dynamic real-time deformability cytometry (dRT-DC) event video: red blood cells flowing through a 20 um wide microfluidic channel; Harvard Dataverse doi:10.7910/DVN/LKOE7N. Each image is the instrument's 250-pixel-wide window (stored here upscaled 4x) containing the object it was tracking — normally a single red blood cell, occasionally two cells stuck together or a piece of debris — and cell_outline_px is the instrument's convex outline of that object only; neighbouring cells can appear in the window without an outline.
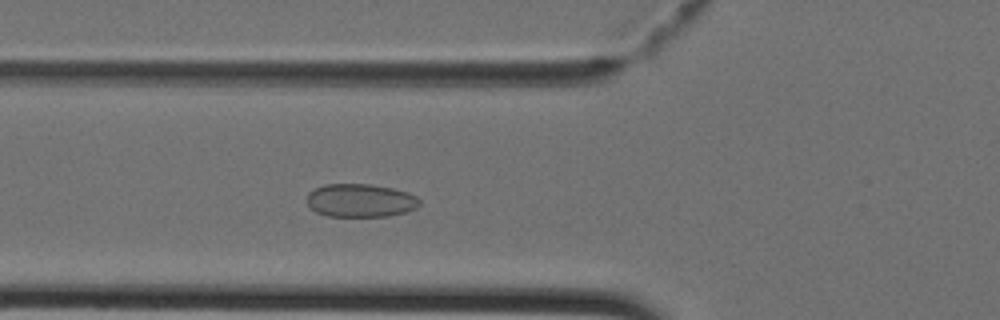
{"species": "Egyptian fruit bat (a non-hibernating species)", "species_latin": "Rousettus aegyptiacus", "temperature_condition": "cold", "stored_images_in_passage": 41, "camera_frame_rate_fps": 3000, "um_per_image_px": 0.085, "animal": {"sex": "female"}, "frame": {"image": 1, "passage_image": 14, "time_ms": 4.333, "image_size_px": [1000, 320], "cell_outline_px": [[420, 204], [416, 208], [404, 212], [388, 216], [328, 216], [316, 212], [304, 200], [308, 192], [324, 184], [368, 184], [392, 188], [408, 192], [416, 196], [420, 200]], "centroid_in_image_um": [30.61, 17.03], "position_along_channel_um": 95.2, "area_um2": 21.91}}
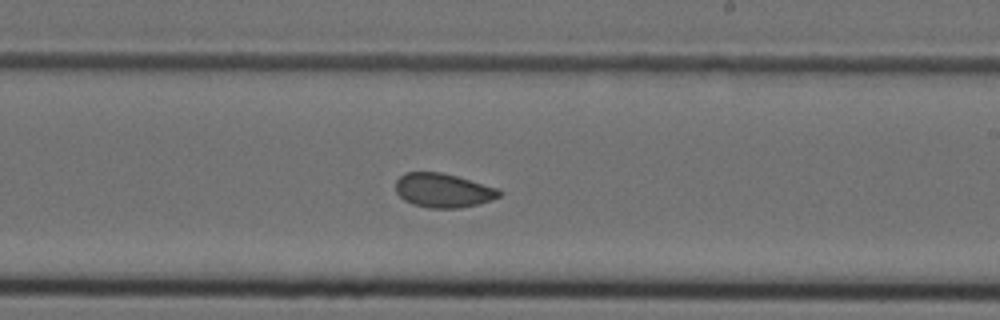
{"frame": {"image": 2, "passage_image": 24, "time_ms": 7.667, "image_size_px": [1000, 320], "cell_outline_px": [[504, 192], [500, 196], [492, 200], [460, 208], [428, 208], [412, 204], [404, 200], [396, 192], [396, 180], [404, 172], [440, 172], [456, 176], [500, 188]], "centroid_in_image_um": [37.69, 16.18], "position_along_channel_um": 251.3, "area_um2": 20.75}}
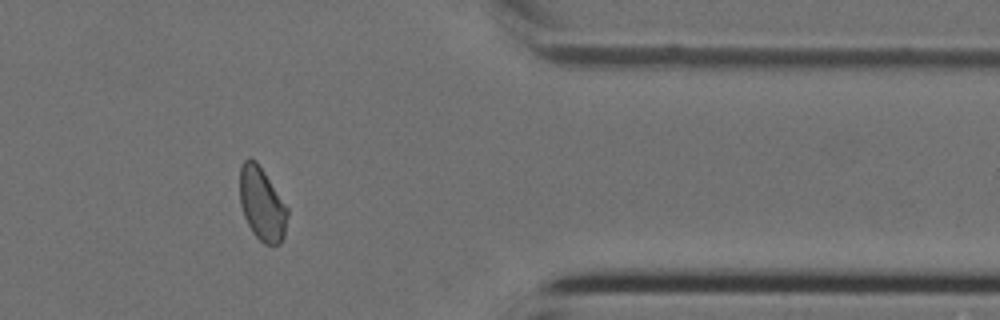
{"frame": {"image": 3, "passage_image": 34, "time_ms": 11.0, "image_size_px": [1000, 320], "cell_outline_px": [[288, 216], [284, 236], [280, 244], [264, 244], [252, 232], [244, 216], [240, 204], [240, 168], [244, 160], [256, 160], [288, 208]], "centroid_in_image_um": [22.27, 17.37], "position_along_channel_um": 389.1, "area_um2": 20.17}}